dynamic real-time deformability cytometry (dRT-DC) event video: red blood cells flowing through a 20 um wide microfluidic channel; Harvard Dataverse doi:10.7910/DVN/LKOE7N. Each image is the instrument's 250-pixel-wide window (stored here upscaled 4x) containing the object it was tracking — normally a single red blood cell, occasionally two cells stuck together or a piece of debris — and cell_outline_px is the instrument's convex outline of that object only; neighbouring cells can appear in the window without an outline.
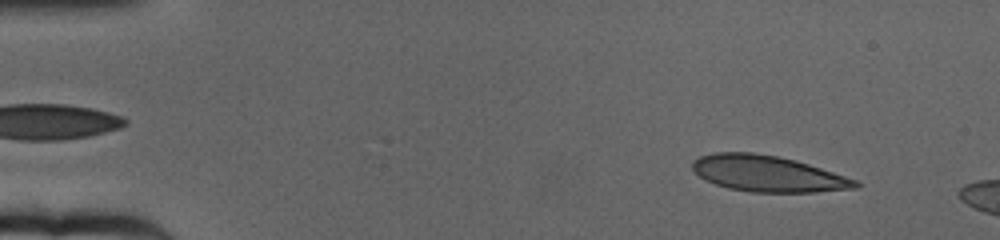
{"species": "human", "species_latin": "Homo sapiens", "temperature_condition": "cold", "stored_images_in_passage": 15, "camera_frame_rate_fps": 3000, "um_per_image_px": 0.085, "donor": {"sex": "female"}, "frame": {"image": 1, "passage_image": 6, "time_ms": 1.667, "image_size_px": [1000, 240], "cell_outline_px": [[860, 184], [856, 188], [816, 192], [752, 192], [728, 188], [716, 184], [700, 176], [692, 168], [692, 160], [700, 156], [716, 152], [752, 152], [776, 156], [796, 160], [856, 180]], "centroid_in_image_um": [65.24, 14.76], "position_along_channel_um": 19.8, "area_um2": 33.93}}